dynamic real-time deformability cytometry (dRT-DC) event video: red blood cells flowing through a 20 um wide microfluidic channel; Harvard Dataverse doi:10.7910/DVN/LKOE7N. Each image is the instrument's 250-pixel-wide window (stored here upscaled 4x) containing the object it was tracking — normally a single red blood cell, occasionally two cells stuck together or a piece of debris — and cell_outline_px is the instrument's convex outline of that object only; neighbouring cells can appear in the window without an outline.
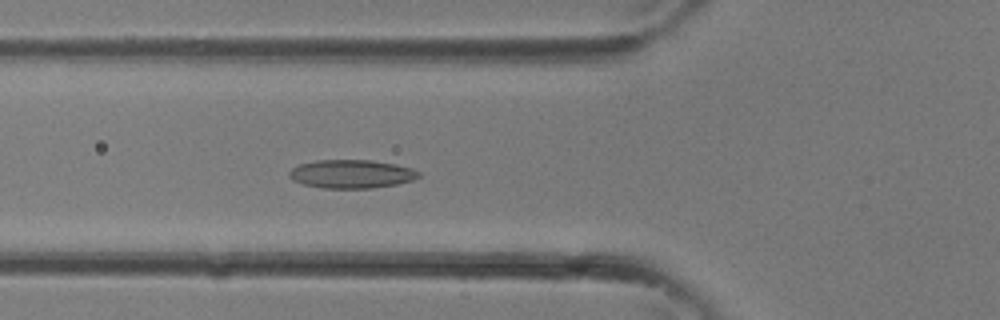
{"species": "common noctule bat (a hibernating species)", "species_latin": "Nyctalus noctula", "temperature_condition": "room temperature", "stored_images_in_passage": 33, "camera_frame_rate_fps": 3000, "um_per_image_px": 0.085, "animal": {"sex": "female"}, "frame": {"image": 1, "passage_image": 12, "time_ms": 3.667, "image_size_px": [1000, 320], "cell_outline_px": [[420, 176], [412, 180], [396, 184], [372, 188], [324, 188], [304, 184], [292, 180], [288, 176], [288, 172], [292, 168], [300, 164], [316, 160], [372, 160], [396, 164], [412, 168], [420, 172]], "centroid_in_image_um": [29.87, 14.78], "position_along_channel_um": 95.9, "area_um2": 21.5}}
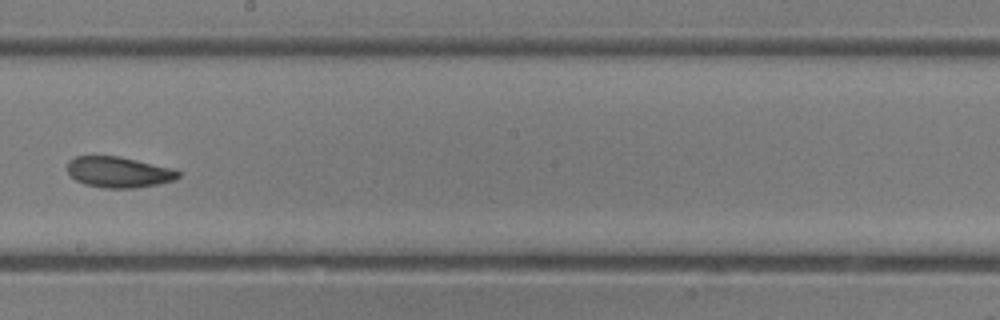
{"frame": {"image": 2, "passage_image": 19, "time_ms": 6.0, "image_size_px": [1000, 320], "cell_outline_px": [[180, 176], [172, 180], [156, 184], [132, 188], [104, 188], [84, 184], [76, 180], [68, 172], [68, 160], [76, 156], [120, 156], [172, 168], [180, 172]], "centroid_in_image_um": [10.06, 14.62], "position_along_channel_um": 238.1, "area_um2": 19.77}}
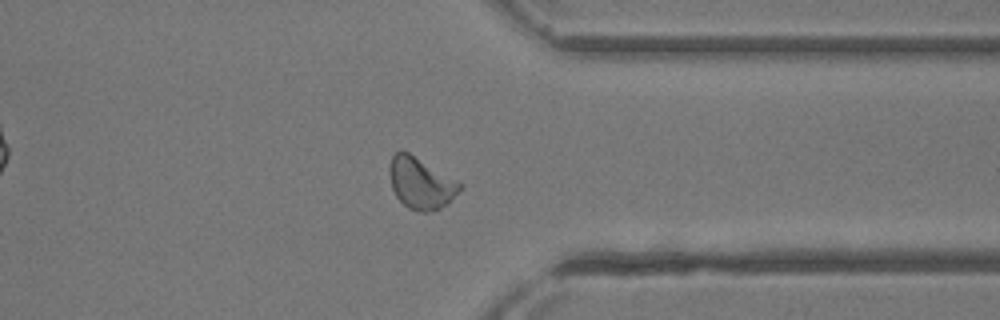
{"frame": {"image": 3, "passage_image": 26, "time_ms": 8.333, "image_size_px": [1000, 320], "cell_outline_px": [[464, 188], [448, 204], [432, 212], [420, 212], [408, 208], [396, 196], [392, 188], [388, 172], [388, 168], [392, 156], [400, 148], [408, 152], [460, 180], [464, 184]], "centroid_in_image_um": [35.82, 15.56], "position_along_channel_um": 375.6, "area_um2": 21.79}}